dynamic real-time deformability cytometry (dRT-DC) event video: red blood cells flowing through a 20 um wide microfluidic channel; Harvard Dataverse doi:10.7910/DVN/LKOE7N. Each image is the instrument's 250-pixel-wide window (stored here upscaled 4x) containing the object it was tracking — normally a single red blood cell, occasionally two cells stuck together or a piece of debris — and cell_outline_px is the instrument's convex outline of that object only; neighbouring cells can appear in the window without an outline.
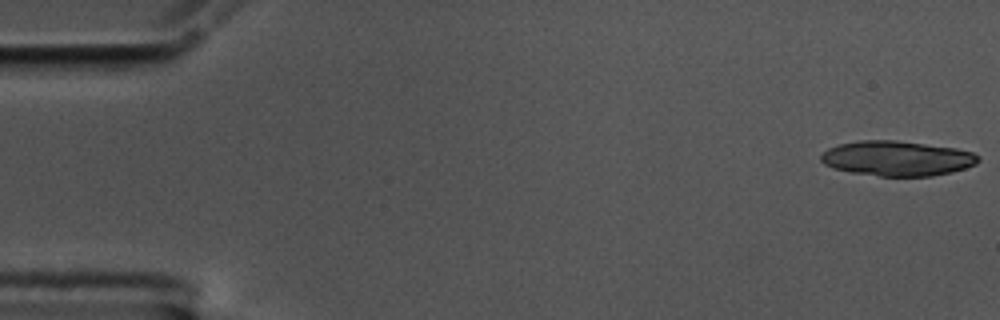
{"species": "common noctule bat (a hibernating species)", "species_latin": "Nyctalus noctula", "temperature_condition": "cold", "stored_images_in_passage": 56, "camera_frame_rate_fps": 3000, "um_per_image_px": 0.085, "animal": {"sex": "male", "body_mass_g": 17.5, "forearm_length_mm": 52.3}, "frame": {"image": 1, "passage_image": 1, "time_ms": 0.0, "image_size_px": [1000, 320], "cell_outline_px": [[980, 160], [976, 164], [952, 172], [932, 176], [880, 176], [852, 172], [832, 168], [824, 164], [820, 160], [820, 156], [828, 148], [840, 144], [860, 140], [896, 140], [956, 148], [972, 152], [980, 156]], "centroid_in_image_um": [76.26, 13.46], "position_along_channel_um": 8.7, "area_um2": 32.08}}
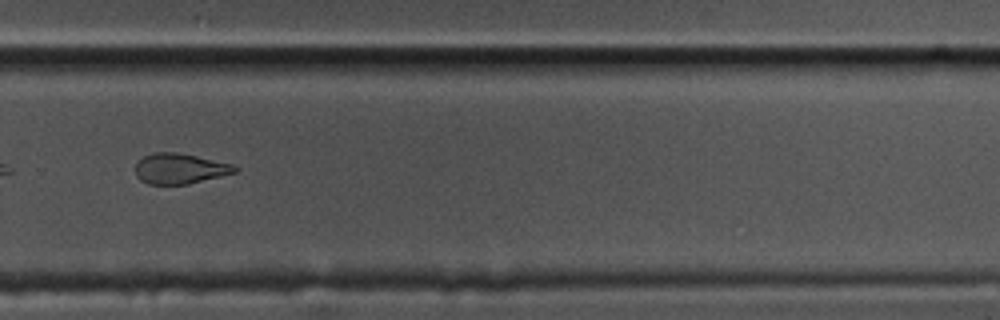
{"frame": {"image": 2, "passage_image": 39, "time_ms": 12.667, "image_size_px": [1000, 320], "cell_outline_px": [[240, 168], [236, 172], [188, 184], [148, 184], [140, 180], [136, 176], [136, 164], [144, 156], [152, 152], [176, 152], [196, 156], [232, 164]], "centroid_in_image_um": [15.27, 14.33], "position_along_channel_um": 314.5, "area_um2": 17.51}}
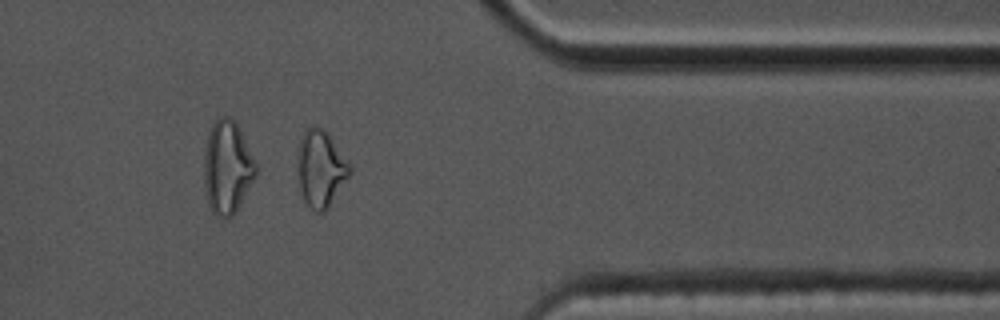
{"frame": {"image": 3, "passage_image": 46, "time_ms": 15.0, "image_size_px": [1000, 320], "cell_outline_px": [[352, 172], [328, 208], [324, 212], [316, 212], [304, 200], [300, 192], [300, 140], [304, 132], [312, 124], [324, 128], [352, 168]], "centroid_in_image_um": [27.3, 14.34], "position_along_channel_um": 384.1, "area_um2": 22.6}, "authors_computed_cell_mechanics": {"area_um2": 22.4264, "velocity_mm_per_s": 3.5341, "shape_relaxation_time_tau1_ms": 7.2717, "shape_relaxation_time_tau2_ms": 3.8993, "deformation_change_tau1": 0.1755, "deformation_change_tau2": 0.1154}}